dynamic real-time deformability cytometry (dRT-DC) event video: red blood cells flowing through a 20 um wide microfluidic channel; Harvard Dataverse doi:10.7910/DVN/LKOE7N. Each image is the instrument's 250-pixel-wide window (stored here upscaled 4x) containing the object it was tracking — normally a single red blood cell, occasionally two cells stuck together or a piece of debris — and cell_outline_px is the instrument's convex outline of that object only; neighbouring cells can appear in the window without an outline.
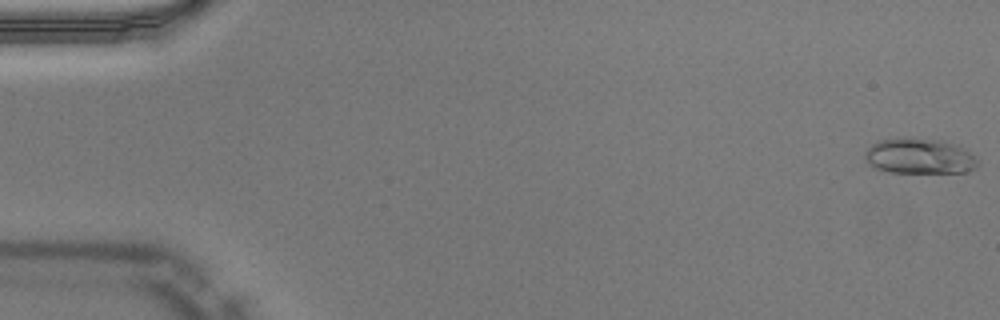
{"species": "Egyptian fruit bat (a non-hibernating species)", "species_latin": "Rousettus aegyptiacus", "temperature_condition": "warm", "stored_images_in_passage": 51, "camera_frame_rate_fps": 3000, "um_per_image_px": 0.085, "animal": {"sex": "male"}, "frame": {"image": 1, "passage_image": 1, "time_ms": 0.0, "image_size_px": [1000, 320], "cell_outline_px": [[976, 168], [964, 172], [888, 172], [876, 168], [864, 156], [868, 148], [872, 144], [880, 140], [944, 140], [960, 144], [976, 160]], "centroid_in_image_um": [78.19, 13.3], "position_along_channel_um": 6.8, "area_um2": 22.43}}
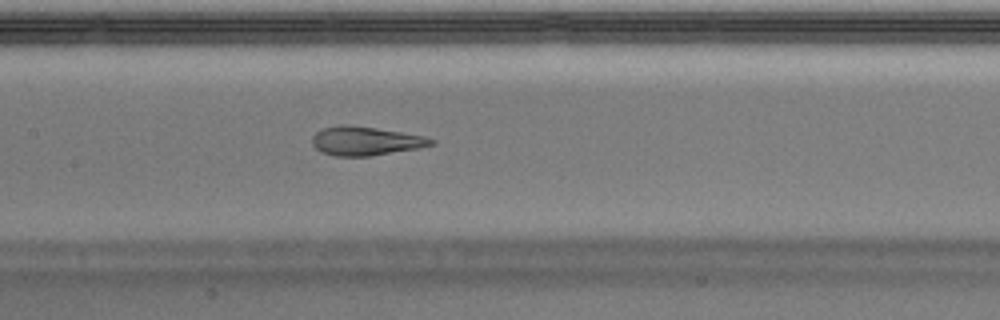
{"frame": {"image": 2, "passage_image": 25, "time_ms": 8.0, "image_size_px": [1000, 320], "cell_outline_px": [[436, 144], [416, 148], [368, 156], [336, 156], [320, 152], [312, 144], [312, 136], [316, 132], [324, 128], [344, 124], [376, 128], [424, 136], [436, 140]], "centroid_in_image_um": [31.05, 11.98], "position_along_channel_um": 176.4, "area_um2": 19.77}}
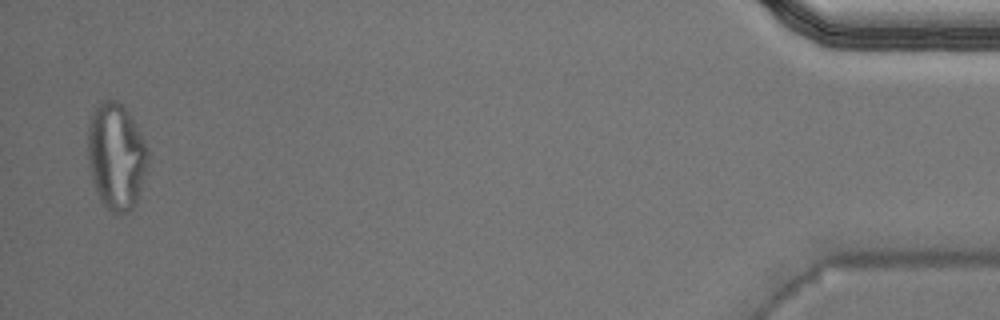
{"frame": {"image": 3, "passage_image": 50, "time_ms": 16.333, "image_size_px": [1000, 320], "cell_outline_px": [[148, 156], [144, 180], [136, 204], [128, 212], [120, 216], [112, 212], [100, 200], [92, 180], [88, 164], [88, 128], [92, 116], [96, 108], [104, 100], [116, 100], [132, 116], [148, 148]], "centroid_in_image_um": [9.89, 13.33], "position_along_channel_um": 425.3, "area_um2": 37.34}, "authors_computed_cell_mechanics": {"area_um2": 21.5594, "velocity_mm_per_s": 3.9947, "shape_relaxation_time_tau1_ms": null, "shape_relaxation_time_tau2_ms": 1.2802, "deformation_change_tau1": null, "deformation_change_tau2": 0.0772}}